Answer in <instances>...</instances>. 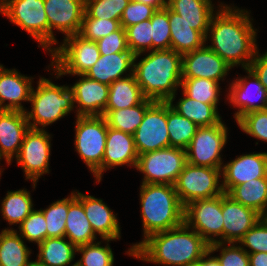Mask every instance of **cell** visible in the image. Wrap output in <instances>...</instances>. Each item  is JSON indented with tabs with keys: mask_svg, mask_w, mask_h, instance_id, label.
<instances>
[{
	"mask_svg": "<svg viewBox=\"0 0 267 266\" xmlns=\"http://www.w3.org/2000/svg\"><path fill=\"white\" fill-rule=\"evenodd\" d=\"M223 4L218 5L219 9L211 18L205 40H210L212 45L207 46L232 68L241 65L244 70L249 69L258 52V30L248 10Z\"/></svg>",
	"mask_w": 267,
	"mask_h": 266,
	"instance_id": "6da1fadb",
	"label": "cell"
},
{
	"mask_svg": "<svg viewBox=\"0 0 267 266\" xmlns=\"http://www.w3.org/2000/svg\"><path fill=\"white\" fill-rule=\"evenodd\" d=\"M209 251V244L185 223L179 227L149 235L133 244L126 254L169 266H188L198 263Z\"/></svg>",
	"mask_w": 267,
	"mask_h": 266,
	"instance_id": "7a4b0ae2",
	"label": "cell"
},
{
	"mask_svg": "<svg viewBox=\"0 0 267 266\" xmlns=\"http://www.w3.org/2000/svg\"><path fill=\"white\" fill-rule=\"evenodd\" d=\"M138 63L133 75L143 96L158 102H173L181 87L182 55L173 49L148 51Z\"/></svg>",
	"mask_w": 267,
	"mask_h": 266,
	"instance_id": "3957f363",
	"label": "cell"
},
{
	"mask_svg": "<svg viewBox=\"0 0 267 266\" xmlns=\"http://www.w3.org/2000/svg\"><path fill=\"white\" fill-rule=\"evenodd\" d=\"M143 240L149 235L179 227L184 223V206L174 185L141 184Z\"/></svg>",
	"mask_w": 267,
	"mask_h": 266,
	"instance_id": "277c9868",
	"label": "cell"
},
{
	"mask_svg": "<svg viewBox=\"0 0 267 266\" xmlns=\"http://www.w3.org/2000/svg\"><path fill=\"white\" fill-rule=\"evenodd\" d=\"M37 85L31 91V111L25 114L30 128L45 130L74 110L73 92L68 85L59 86L45 77H40Z\"/></svg>",
	"mask_w": 267,
	"mask_h": 266,
	"instance_id": "5b68a950",
	"label": "cell"
},
{
	"mask_svg": "<svg viewBox=\"0 0 267 266\" xmlns=\"http://www.w3.org/2000/svg\"><path fill=\"white\" fill-rule=\"evenodd\" d=\"M75 123V150L100 183L108 131L107 121L104 116H77Z\"/></svg>",
	"mask_w": 267,
	"mask_h": 266,
	"instance_id": "8992f818",
	"label": "cell"
},
{
	"mask_svg": "<svg viewBox=\"0 0 267 266\" xmlns=\"http://www.w3.org/2000/svg\"><path fill=\"white\" fill-rule=\"evenodd\" d=\"M101 56L95 41L87 40L79 34L63 39L59 47H52L51 64L55 78L63 75L79 76L85 73Z\"/></svg>",
	"mask_w": 267,
	"mask_h": 266,
	"instance_id": "52a82bcc",
	"label": "cell"
},
{
	"mask_svg": "<svg viewBox=\"0 0 267 266\" xmlns=\"http://www.w3.org/2000/svg\"><path fill=\"white\" fill-rule=\"evenodd\" d=\"M187 163L186 150L168 147L138 155L135 169L143 173V184L174 185Z\"/></svg>",
	"mask_w": 267,
	"mask_h": 266,
	"instance_id": "ba28073f",
	"label": "cell"
},
{
	"mask_svg": "<svg viewBox=\"0 0 267 266\" xmlns=\"http://www.w3.org/2000/svg\"><path fill=\"white\" fill-rule=\"evenodd\" d=\"M222 168L195 166L186 163L174 184L175 191L183 206L197 199H210L224 193L221 176Z\"/></svg>",
	"mask_w": 267,
	"mask_h": 266,
	"instance_id": "9c48e42d",
	"label": "cell"
},
{
	"mask_svg": "<svg viewBox=\"0 0 267 266\" xmlns=\"http://www.w3.org/2000/svg\"><path fill=\"white\" fill-rule=\"evenodd\" d=\"M0 13L24 29L38 42V47L49 52V23L44 0H4Z\"/></svg>",
	"mask_w": 267,
	"mask_h": 266,
	"instance_id": "30bf717a",
	"label": "cell"
},
{
	"mask_svg": "<svg viewBox=\"0 0 267 266\" xmlns=\"http://www.w3.org/2000/svg\"><path fill=\"white\" fill-rule=\"evenodd\" d=\"M184 223L209 245L223 243L222 194L210 199H197L185 205Z\"/></svg>",
	"mask_w": 267,
	"mask_h": 266,
	"instance_id": "8fae6325",
	"label": "cell"
},
{
	"mask_svg": "<svg viewBox=\"0 0 267 266\" xmlns=\"http://www.w3.org/2000/svg\"><path fill=\"white\" fill-rule=\"evenodd\" d=\"M228 127L219 124L199 127L186 150L187 162L195 166L222 168L220 153L227 144Z\"/></svg>",
	"mask_w": 267,
	"mask_h": 266,
	"instance_id": "7c38bea8",
	"label": "cell"
},
{
	"mask_svg": "<svg viewBox=\"0 0 267 266\" xmlns=\"http://www.w3.org/2000/svg\"><path fill=\"white\" fill-rule=\"evenodd\" d=\"M51 136L46 130L30 128L15 158L23 169L25 180H31L34 189L38 179L50 172Z\"/></svg>",
	"mask_w": 267,
	"mask_h": 266,
	"instance_id": "4fadbf2b",
	"label": "cell"
},
{
	"mask_svg": "<svg viewBox=\"0 0 267 266\" xmlns=\"http://www.w3.org/2000/svg\"><path fill=\"white\" fill-rule=\"evenodd\" d=\"M133 137L138 155L170 147L167 102L155 101L146 110Z\"/></svg>",
	"mask_w": 267,
	"mask_h": 266,
	"instance_id": "5bb4252c",
	"label": "cell"
},
{
	"mask_svg": "<svg viewBox=\"0 0 267 266\" xmlns=\"http://www.w3.org/2000/svg\"><path fill=\"white\" fill-rule=\"evenodd\" d=\"M44 9L49 23V54L52 45L58 44L53 29L65 35L79 34L84 13L85 0H44Z\"/></svg>",
	"mask_w": 267,
	"mask_h": 266,
	"instance_id": "9a60e30c",
	"label": "cell"
},
{
	"mask_svg": "<svg viewBox=\"0 0 267 266\" xmlns=\"http://www.w3.org/2000/svg\"><path fill=\"white\" fill-rule=\"evenodd\" d=\"M245 72L248 76L237 77L228 88V102L238 109L234 113L236 122L249 112L267 108V90L251 70L245 69ZM257 99L260 102L258 104Z\"/></svg>",
	"mask_w": 267,
	"mask_h": 266,
	"instance_id": "2e32d148",
	"label": "cell"
},
{
	"mask_svg": "<svg viewBox=\"0 0 267 266\" xmlns=\"http://www.w3.org/2000/svg\"><path fill=\"white\" fill-rule=\"evenodd\" d=\"M182 78H207L224 81L232 67L206 44L182 55Z\"/></svg>",
	"mask_w": 267,
	"mask_h": 266,
	"instance_id": "e0dca14e",
	"label": "cell"
},
{
	"mask_svg": "<svg viewBox=\"0 0 267 266\" xmlns=\"http://www.w3.org/2000/svg\"><path fill=\"white\" fill-rule=\"evenodd\" d=\"M266 176L267 152L243 154L222 166V188L227 193L233 186Z\"/></svg>",
	"mask_w": 267,
	"mask_h": 266,
	"instance_id": "ac0fdd59",
	"label": "cell"
},
{
	"mask_svg": "<svg viewBox=\"0 0 267 266\" xmlns=\"http://www.w3.org/2000/svg\"><path fill=\"white\" fill-rule=\"evenodd\" d=\"M223 243H238L243 236L262 218L254 209L222 194Z\"/></svg>",
	"mask_w": 267,
	"mask_h": 266,
	"instance_id": "d6986e66",
	"label": "cell"
},
{
	"mask_svg": "<svg viewBox=\"0 0 267 266\" xmlns=\"http://www.w3.org/2000/svg\"><path fill=\"white\" fill-rule=\"evenodd\" d=\"M79 80L70 89L73 92L76 116H103L107 106L109 85L95 81L86 75H79Z\"/></svg>",
	"mask_w": 267,
	"mask_h": 266,
	"instance_id": "ffe728a7",
	"label": "cell"
},
{
	"mask_svg": "<svg viewBox=\"0 0 267 266\" xmlns=\"http://www.w3.org/2000/svg\"><path fill=\"white\" fill-rule=\"evenodd\" d=\"M30 129L25 112L4 110L0 114V160L8 166L17 157L26 132Z\"/></svg>",
	"mask_w": 267,
	"mask_h": 266,
	"instance_id": "44dd1931",
	"label": "cell"
},
{
	"mask_svg": "<svg viewBox=\"0 0 267 266\" xmlns=\"http://www.w3.org/2000/svg\"><path fill=\"white\" fill-rule=\"evenodd\" d=\"M76 198L83 204L86 217L94 233L103 239L116 241L121 238V229L117 214H114L102 199L83 194L76 190Z\"/></svg>",
	"mask_w": 267,
	"mask_h": 266,
	"instance_id": "7402d4cb",
	"label": "cell"
},
{
	"mask_svg": "<svg viewBox=\"0 0 267 266\" xmlns=\"http://www.w3.org/2000/svg\"><path fill=\"white\" fill-rule=\"evenodd\" d=\"M34 78L22 75L16 69H5L0 64V104L5 110H18L25 112L27 109L21 104L30 100L32 80ZM5 101H9L6 102Z\"/></svg>",
	"mask_w": 267,
	"mask_h": 266,
	"instance_id": "603a6c76",
	"label": "cell"
},
{
	"mask_svg": "<svg viewBox=\"0 0 267 266\" xmlns=\"http://www.w3.org/2000/svg\"><path fill=\"white\" fill-rule=\"evenodd\" d=\"M138 153L132 134L108 127L105 152L102 159V176L110 168L127 165L136 167Z\"/></svg>",
	"mask_w": 267,
	"mask_h": 266,
	"instance_id": "cb8c5ba5",
	"label": "cell"
},
{
	"mask_svg": "<svg viewBox=\"0 0 267 266\" xmlns=\"http://www.w3.org/2000/svg\"><path fill=\"white\" fill-rule=\"evenodd\" d=\"M134 56L135 55L132 52H118L110 55H101L85 75L95 81L110 85L118 79L133 74ZM124 74L127 75L125 76Z\"/></svg>",
	"mask_w": 267,
	"mask_h": 266,
	"instance_id": "d4e9b609",
	"label": "cell"
},
{
	"mask_svg": "<svg viewBox=\"0 0 267 266\" xmlns=\"http://www.w3.org/2000/svg\"><path fill=\"white\" fill-rule=\"evenodd\" d=\"M211 0H167V7L182 16L191 28L199 31L205 38L211 18L216 12Z\"/></svg>",
	"mask_w": 267,
	"mask_h": 266,
	"instance_id": "484cf974",
	"label": "cell"
},
{
	"mask_svg": "<svg viewBox=\"0 0 267 266\" xmlns=\"http://www.w3.org/2000/svg\"><path fill=\"white\" fill-rule=\"evenodd\" d=\"M91 223L86 217L83 204L76 198V191L69 195V210L66 219L65 237L76 247L96 242Z\"/></svg>",
	"mask_w": 267,
	"mask_h": 266,
	"instance_id": "4316f807",
	"label": "cell"
},
{
	"mask_svg": "<svg viewBox=\"0 0 267 266\" xmlns=\"http://www.w3.org/2000/svg\"><path fill=\"white\" fill-rule=\"evenodd\" d=\"M169 25L171 36V49L183 55L185 53L202 48L205 37L197 30L191 28L182 16L169 9Z\"/></svg>",
	"mask_w": 267,
	"mask_h": 266,
	"instance_id": "83f0119b",
	"label": "cell"
},
{
	"mask_svg": "<svg viewBox=\"0 0 267 266\" xmlns=\"http://www.w3.org/2000/svg\"><path fill=\"white\" fill-rule=\"evenodd\" d=\"M233 200L267 217V176L233 186L227 193Z\"/></svg>",
	"mask_w": 267,
	"mask_h": 266,
	"instance_id": "f1b7e54d",
	"label": "cell"
},
{
	"mask_svg": "<svg viewBox=\"0 0 267 266\" xmlns=\"http://www.w3.org/2000/svg\"><path fill=\"white\" fill-rule=\"evenodd\" d=\"M66 237L46 238L38 244L37 260L43 266H76L74 261L77 247Z\"/></svg>",
	"mask_w": 267,
	"mask_h": 266,
	"instance_id": "f546056e",
	"label": "cell"
},
{
	"mask_svg": "<svg viewBox=\"0 0 267 266\" xmlns=\"http://www.w3.org/2000/svg\"><path fill=\"white\" fill-rule=\"evenodd\" d=\"M177 104L169 102L170 106L181 116L194 122L198 127H207L219 124L222 121L218 112V104H206L189 98L184 92Z\"/></svg>",
	"mask_w": 267,
	"mask_h": 266,
	"instance_id": "4dcf8cb0",
	"label": "cell"
},
{
	"mask_svg": "<svg viewBox=\"0 0 267 266\" xmlns=\"http://www.w3.org/2000/svg\"><path fill=\"white\" fill-rule=\"evenodd\" d=\"M145 97L134 75L118 79L109 85L105 110H119L140 104Z\"/></svg>",
	"mask_w": 267,
	"mask_h": 266,
	"instance_id": "1f68e13d",
	"label": "cell"
},
{
	"mask_svg": "<svg viewBox=\"0 0 267 266\" xmlns=\"http://www.w3.org/2000/svg\"><path fill=\"white\" fill-rule=\"evenodd\" d=\"M30 248L13 228L0 232V266H26L31 260Z\"/></svg>",
	"mask_w": 267,
	"mask_h": 266,
	"instance_id": "d6a6232c",
	"label": "cell"
},
{
	"mask_svg": "<svg viewBox=\"0 0 267 266\" xmlns=\"http://www.w3.org/2000/svg\"><path fill=\"white\" fill-rule=\"evenodd\" d=\"M155 101L145 98L140 104L119 110H105L103 116L108 127L134 134L143 120L146 110Z\"/></svg>",
	"mask_w": 267,
	"mask_h": 266,
	"instance_id": "836d02e7",
	"label": "cell"
},
{
	"mask_svg": "<svg viewBox=\"0 0 267 266\" xmlns=\"http://www.w3.org/2000/svg\"><path fill=\"white\" fill-rule=\"evenodd\" d=\"M30 194L25 188L6 193L0 212L9 225H20L34 210Z\"/></svg>",
	"mask_w": 267,
	"mask_h": 266,
	"instance_id": "e575fe53",
	"label": "cell"
},
{
	"mask_svg": "<svg viewBox=\"0 0 267 266\" xmlns=\"http://www.w3.org/2000/svg\"><path fill=\"white\" fill-rule=\"evenodd\" d=\"M198 128L194 122L181 116L167 102V129L170 147L186 149Z\"/></svg>",
	"mask_w": 267,
	"mask_h": 266,
	"instance_id": "d590c367",
	"label": "cell"
},
{
	"mask_svg": "<svg viewBox=\"0 0 267 266\" xmlns=\"http://www.w3.org/2000/svg\"><path fill=\"white\" fill-rule=\"evenodd\" d=\"M220 82L207 78H182L181 88L192 99L206 104H218Z\"/></svg>",
	"mask_w": 267,
	"mask_h": 266,
	"instance_id": "8d00e7d4",
	"label": "cell"
},
{
	"mask_svg": "<svg viewBox=\"0 0 267 266\" xmlns=\"http://www.w3.org/2000/svg\"><path fill=\"white\" fill-rule=\"evenodd\" d=\"M103 241L106 246L100 245ZM103 241L78 246L76 253L80 252L82 256L75 262L76 266H113L114 254L109 246V242L113 240L103 239Z\"/></svg>",
	"mask_w": 267,
	"mask_h": 266,
	"instance_id": "74e56055",
	"label": "cell"
},
{
	"mask_svg": "<svg viewBox=\"0 0 267 266\" xmlns=\"http://www.w3.org/2000/svg\"><path fill=\"white\" fill-rule=\"evenodd\" d=\"M127 45L129 50L135 55L134 61L146 51H152V24L150 19L127 27Z\"/></svg>",
	"mask_w": 267,
	"mask_h": 266,
	"instance_id": "f35d334b",
	"label": "cell"
},
{
	"mask_svg": "<svg viewBox=\"0 0 267 266\" xmlns=\"http://www.w3.org/2000/svg\"><path fill=\"white\" fill-rule=\"evenodd\" d=\"M47 224V238L65 237L66 219L69 210V196L57 200L45 209H40Z\"/></svg>",
	"mask_w": 267,
	"mask_h": 266,
	"instance_id": "ab89813d",
	"label": "cell"
},
{
	"mask_svg": "<svg viewBox=\"0 0 267 266\" xmlns=\"http://www.w3.org/2000/svg\"><path fill=\"white\" fill-rule=\"evenodd\" d=\"M130 0H85V13L90 18L120 21Z\"/></svg>",
	"mask_w": 267,
	"mask_h": 266,
	"instance_id": "60d3db41",
	"label": "cell"
},
{
	"mask_svg": "<svg viewBox=\"0 0 267 266\" xmlns=\"http://www.w3.org/2000/svg\"><path fill=\"white\" fill-rule=\"evenodd\" d=\"M152 24V50L171 49L169 8L156 10L150 18Z\"/></svg>",
	"mask_w": 267,
	"mask_h": 266,
	"instance_id": "b9f144b4",
	"label": "cell"
},
{
	"mask_svg": "<svg viewBox=\"0 0 267 266\" xmlns=\"http://www.w3.org/2000/svg\"><path fill=\"white\" fill-rule=\"evenodd\" d=\"M209 251L220 252L216 258L221 266H250L248 253L238 243L215 242L209 245Z\"/></svg>",
	"mask_w": 267,
	"mask_h": 266,
	"instance_id": "7bdbcfd3",
	"label": "cell"
},
{
	"mask_svg": "<svg viewBox=\"0 0 267 266\" xmlns=\"http://www.w3.org/2000/svg\"><path fill=\"white\" fill-rule=\"evenodd\" d=\"M120 27V21L118 20L90 18L84 13L79 35L87 40L96 42L102 37L115 32Z\"/></svg>",
	"mask_w": 267,
	"mask_h": 266,
	"instance_id": "ee69618b",
	"label": "cell"
},
{
	"mask_svg": "<svg viewBox=\"0 0 267 266\" xmlns=\"http://www.w3.org/2000/svg\"><path fill=\"white\" fill-rule=\"evenodd\" d=\"M17 233L29 242L40 244L47 238V224L41 210H33L31 214L18 226Z\"/></svg>",
	"mask_w": 267,
	"mask_h": 266,
	"instance_id": "f6af8a7d",
	"label": "cell"
},
{
	"mask_svg": "<svg viewBox=\"0 0 267 266\" xmlns=\"http://www.w3.org/2000/svg\"><path fill=\"white\" fill-rule=\"evenodd\" d=\"M236 123L246 134L267 142V108L249 112Z\"/></svg>",
	"mask_w": 267,
	"mask_h": 266,
	"instance_id": "bcb514c9",
	"label": "cell"
},
{
	"mask_svg": "<svg viewBox=\"0 0 267 266\" xmlns=\"http://www.w3.org/2000/svg\"><path fill=\"white\" fill-rule=\"evenodd\" d=\"M238 243L248 254L267 253V217H262Z\"/></svg>",
	"mask_w": 267,
	"mask_h": 266,
	"instance_id": "7dc6e473",
	"label": "cell"
},
{
	"mask_svg": "<svg viewBox=\"0 0 267 266\" xmlns=\"http://www.w3.org/2000/svg\"><path fill=\"white\" fill-rule=\"evenodd\" d=\"M156 9L150 5L130 0L120 19V25L126 29L129 26L150 19Z\"/></svg>",
	"mask_w": 267,
	"mask_h": 266,
	"instance_id": "c3c4849f",
	"label": "cell"
},
{
	"mask_svg": "<svg viewBox=\"0 0 267 266\" xmlns=\"http://www.w3.org/2000/svg\"><path fill=\"white\" fill-rule=\"evenodd\" d=\"M96 44L101 55L131 52L127 45L126 30L122 26L115 32L96 41Z\"/></svg>",
	"mask_w": 267,
	"mask_h": 266,
	"instance_id": "681fc988",
	"label": "cell"
},
{
	"mask_svg": "<svg viewBox=\"0 0 267 266\" xmlns=\"http://www.w3.org/2000/svg\"><path fill=\"white\" fill-rule=\"evenodd\" d=\"M249 70H251L260 83L267 90V51L264 54H260L259 50L250 63Z\"/></svg>",
	"mask_w": 267,
	"mask_h": 266,
	"instance_id": "f907efd6",
	"label": "cell"
},
{
	"mask_svg": "<svg viewBox=\"0 0 267 266\" xmlns=\"http://www.w3.org/2000/svg\"><path fill=\"white\" fill-rule=\"evenodd\" d=\"M250 266H267V253L248 254Z\"/></svg>",
	"mask_w": 267,
	"mask_h": 266,
	"instance_id": "816d5d0a",
	"label": "cell"
},
{
	"mask_svg": "<svg viewBox=\"0 0 267 266\" xmlns=\"http://www.w3.org/2000/svg\"><path fill=\"white\" fill-rule=\"evenodd\" d=\"M154 7L156 10L163 9L167 6V0H134Z\"/></svg>",
	"mask_w": 267,
	"mask_h": 266,
	"instance_id": "f5cc1de1",
	"label": "cell"
},
{
	"mask_svg": "<svg viewBox=\"0 0 267 266\" xmlns=\"http://www.w3.org/2000/svg\"><path fill=\"white\" fill-rule=\"evenodd\" d=\"M212 253L208 251L203 257V266H221L215 256H210Z\"/></svg>",
	"mask_w": 267,
	"mask_h": 266,
	"instance_id": "db71d44e",
	"label": "cell"
},
{
	"mask_svg": "<svg viewBox=\"0 0 267 266\" xmlns=\"http://www.w3.org/2000/svg\"><path fill=\"white\" fill-rule=\"evenodd\" d=\"M26 266H43L38 260L30 261Z\"/></svg>",
	"mask_w": 267,
	"mask_h": 266,
	"instance_id": "11a10c76",
	"label": "cell"
},
{
	"mask_svg": "<svg viewBox=\"0 0 267 266\" xmlns=\"http://www.w3.org/2000/svg\"><path fill=\"white\" fill-rule=\"evenodd\" d=\"M188 266H203V258L198 263L191 264V265H188Z\"/></svg>",
	"mask_w": 267,
	"mask_h": 266,
	"instance_id": "9f6ffc18",
	"label": "cell"
},
{
	"mask_svg": "<svg viewBox=\"0 0 267 266\" xmlns=\"http://www.w3.org/2000/svg\"><path fill=\"white\" fill-rule=\"evenodd\" d=\"M5 109L1 106L0 104V114L4 111Z\"/></svg>",
	"mask_w": 267,
	"mask_h": 266,
	"instance_id": "6f0895ef",
	"label": "cell"
},
{
	"mask_svg": "<svg viewBox=\"0 0 267 266\" xmlns=\"http://www.w3.org/2000/svg\"><path fill=\"white\" fill-rule=\"evenodd\" d=\"M2 4H3V1L0 0V11H1V9H2Z\"/></svg>",
	"mask_w": 267,
	"mask_h": 266,
	"instance_id": "680465c9",
	"label": "cell"
},
{
	"mask_svg": "<svg viewBox=\"0 0 267 266\" xmlns=\"http://www.w3.org/2000/svg\"><path fill=\"white\" fill-rule=\"evenodd\" d=\"M3 168H0V175H1V173L3 172V170H2ZM1 179V178H0Z\"/></svg>",
	"mask_w": 267,
	"mask_h": 266,
	"instance_id": "91938a15",
	"label": "cell"
}]
</instances>
